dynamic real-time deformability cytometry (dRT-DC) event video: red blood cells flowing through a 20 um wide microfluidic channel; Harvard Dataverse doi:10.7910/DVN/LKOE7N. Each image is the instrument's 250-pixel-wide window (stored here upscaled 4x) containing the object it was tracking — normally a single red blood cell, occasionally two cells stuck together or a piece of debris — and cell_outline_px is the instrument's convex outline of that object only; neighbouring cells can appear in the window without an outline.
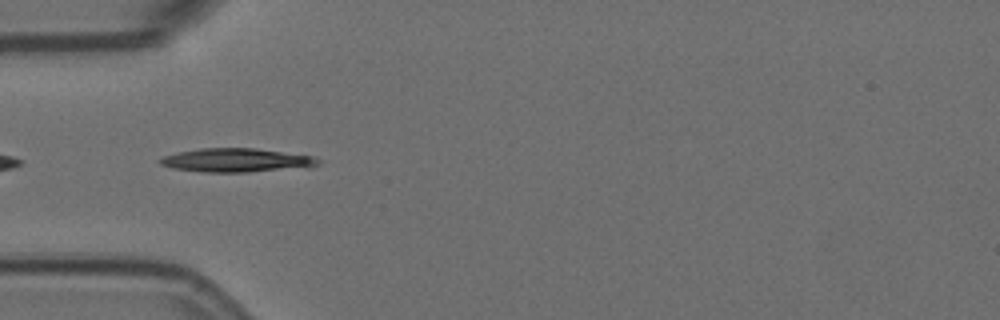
{"species": "Egyptian fruit bat (a non-hibernating species)", "species_latin": "Rousettus aegyptiacus", "temperature_condition": "room temperature", "stored_images_in_passage": 4, "camera_frame_rate_fps": 3000, "um_per_image_px": 0.085, "animal": {"sex": "female"}, "frame": {"image": 1, "passage_image": 4, "time_ms": 1.0, "image_size_px": [1000, 320], "cell_outline_px": [[320, 164], [312, 168], [248, 172], [204, 172], [172, 168], [160, 164], [156, 160], [164, 156], [180, 152], [200, 148], [252, 148], [316, 156], [320, 160]], "centroid_in_image_um": [20.19, 13.63], "position_along_channel_um": 64.8, "area_um2": 22.2}}